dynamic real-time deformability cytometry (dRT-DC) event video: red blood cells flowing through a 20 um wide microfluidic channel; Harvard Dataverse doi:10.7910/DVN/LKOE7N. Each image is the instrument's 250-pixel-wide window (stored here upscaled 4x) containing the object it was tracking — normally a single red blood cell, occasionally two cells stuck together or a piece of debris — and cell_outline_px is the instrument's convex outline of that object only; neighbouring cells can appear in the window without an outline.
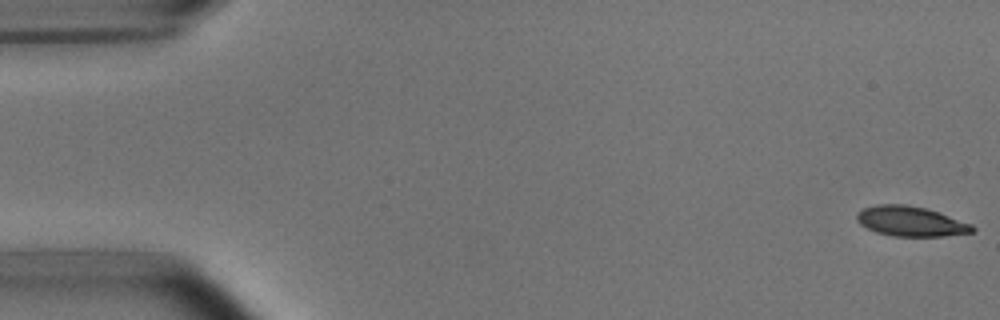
{"species": "common noctule bat (a hibernating species)", "species_latin": "Nyctalus noctula", "temperature_condition": "room temperature", "stored_images_in_passage": 6, "camera_frame_rate_fps": 3000, "um_per_image_px": 0.085, "animal": {"sex": "male", "body_mass_g": 15.6}, "frame": {"image": 1, "passage_image": 1, "time_ms": 0.0, "image_size_px": [1000, 320], "cell_outline_px": [[976, 228], [972, 232], [944, 236], [892, 236], [876, 232], [860, 224], [856, 220], [856, 212], [864, 208], [876, 204], [904, 204], [924, 208], [972, 224]], "centroid_in_image_um": [77.36, 18.81], "position_along_channel_um": 7.6, "area_um2": 20.0}}
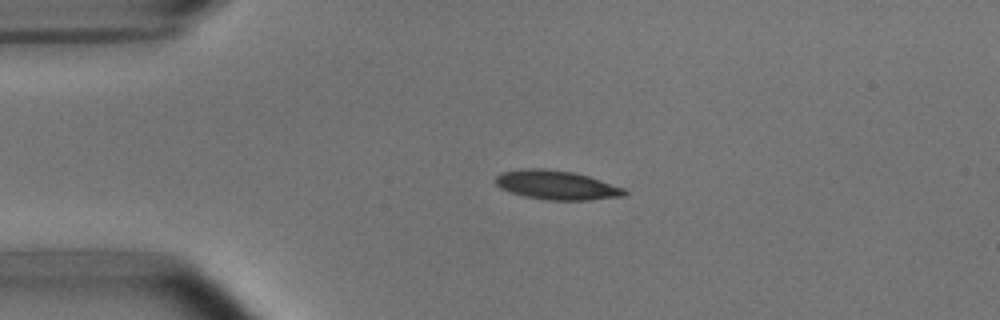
{"frame": {"image": 2, "passage_image": 4, "time_ms": 3.667, "image_size_px": [1000, 320], "cell_outline_px": [[628, 192], [624, 196], [588, 200], [548, 200], [524, 196], [500, 188], [496, 184], [496, 176], [500, 172], [520, 168], [544, 168], [572, 172], [588, 176], [624, 188]], "centroid_in_image_um": [47.28, 15.72], "position_along_channel_um": 37.7, "area_um2": 21.85}}